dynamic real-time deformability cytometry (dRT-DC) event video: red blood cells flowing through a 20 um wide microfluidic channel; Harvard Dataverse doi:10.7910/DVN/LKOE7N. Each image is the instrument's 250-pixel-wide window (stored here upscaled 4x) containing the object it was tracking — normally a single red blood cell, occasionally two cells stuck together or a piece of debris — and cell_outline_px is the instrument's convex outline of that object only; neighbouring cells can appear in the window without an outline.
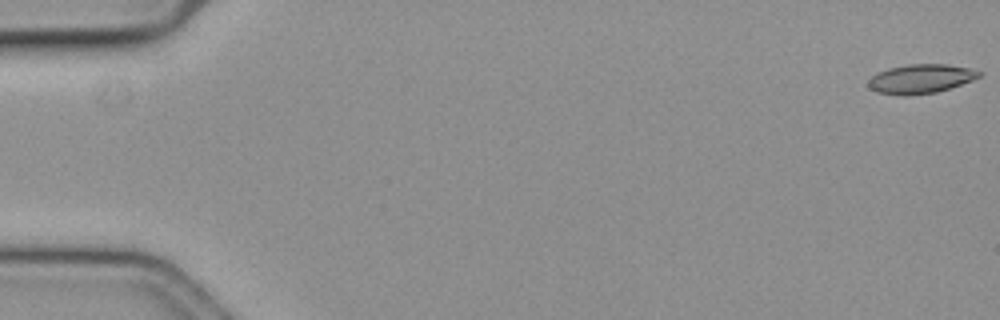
{"species": "common noctule bat (a hibernating species)", "species_latin": "Nyctalus noctula", "temperature_condition": "cold", "stored_images_in_passage": 58, "camera_frame_rate_fps": 3000, "um_per_image_px": 0.085, "animal": {"sex": "female", "body_mass_g": 19.3, "forearm_length_mm": 54.1}, "frame": {"image": 1, "passage_image": 1, "time_ms": 0.0, "image_size_px": [1000, 320], "cell_outline_px": [[980, 76], [972, 80], [936, 92], [904, 96], [876, 92], [868, 88], [868, 80], [876, 72], [888, 68], [908, 64], [948, 64], [968, 68], [980, 72]], "centroid_in_image_um": [78.18, 6.7], "position_along_channel_um": 6.8, "area_um2": 18.73}}
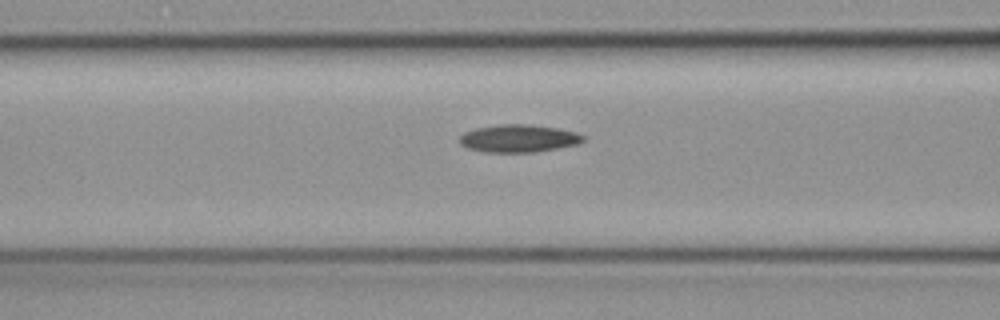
{"frame": {"image": 2, "passage_image": 24, "time_ms": 7.667, "image_size_px": [1000, 320], "cell_outline_px": [[584, 140], [576, 144], [536, 152], [484, 152], [468, 148], [460, 144], [460, 136], [464, 132], [476, 128], [500, 124], [524, 124], [556, 128], [576, 132], [584, 136]], "centroid_in_image_um": [44.05, 11.77], "position_along_channel_um": 122.6, "area_um2": 19.71}}
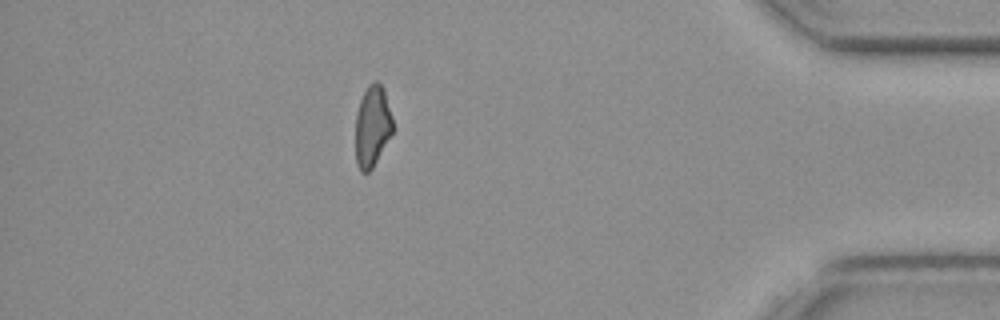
{"frame": {"image": 3, "passage_image": 51, "time_ms": 16.667, "image_size_px": [1000, 320], "cell_outline_px": [[392, 132], [372, 168], [368, 172], [360, 172], [356, 164], [356, 116], [360, 100], [368, 84], [372, 80], [376, 80], [384, 88], [392, 116]], "centroid_in_image_um": [31.64, 10.69], "position_along_channel_um": 403.6, "area_um2": 17.51}}